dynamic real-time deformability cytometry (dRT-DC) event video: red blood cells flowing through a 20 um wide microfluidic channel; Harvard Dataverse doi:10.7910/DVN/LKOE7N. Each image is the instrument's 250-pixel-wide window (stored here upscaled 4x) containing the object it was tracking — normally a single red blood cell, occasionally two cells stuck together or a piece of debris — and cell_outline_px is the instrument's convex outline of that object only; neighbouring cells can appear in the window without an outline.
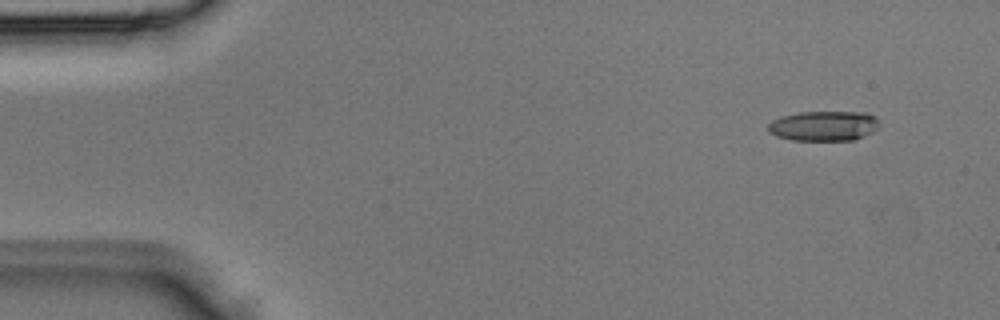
{"species": "Egyptian fruit bat (a non-hibernating species)", "species_latin": "Rousettus aegyptiacus", "temperature_condition": "room temperature", "stored_images_in_passage": 4, "camera_frame_rate_fps": 3000, "um_per_image_px": 0.085, "animal": {"sex": "male"}, "frame": {"image": 1, "passage_image": 2, "time_ms": 0.333, "image_size_px": [1000, 320], "cell_outline_px": [[880, 128], [864, 136], [852, 140], [792, 140], [776, 136], [768, 132], [768, 124], [772, 120], [780, 116], [800, 112], [868, 112], [876, 116], [880, 120]], "centroid_in_image_um": [70.06, 10.69], "position_along_channel_um": 14.9, "area_um2": 19.77}}
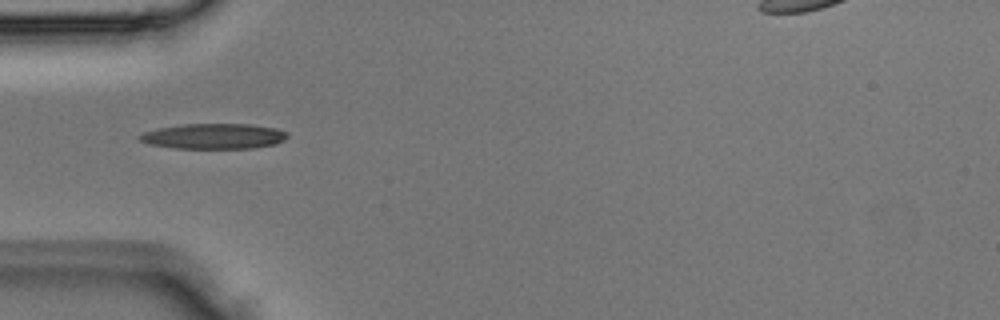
{"frame": {"image": 2, "passage_image": 4, "time_ms": 1.0, "image_size_px": [1000, 320], "cell_outline_px": [[288, 136], [284, 140], [276, 144], [252, 148], [172, 148], [148, 144], [140, 140], [136, 136], [144, 132], [156, 128], [184, 124], [248, 124], [276, 128], [288, 132]], "centroid_in_image_um": [18.15, 11.58], "position_along_channel_um": 66.8, "area_um2": 21.96}}